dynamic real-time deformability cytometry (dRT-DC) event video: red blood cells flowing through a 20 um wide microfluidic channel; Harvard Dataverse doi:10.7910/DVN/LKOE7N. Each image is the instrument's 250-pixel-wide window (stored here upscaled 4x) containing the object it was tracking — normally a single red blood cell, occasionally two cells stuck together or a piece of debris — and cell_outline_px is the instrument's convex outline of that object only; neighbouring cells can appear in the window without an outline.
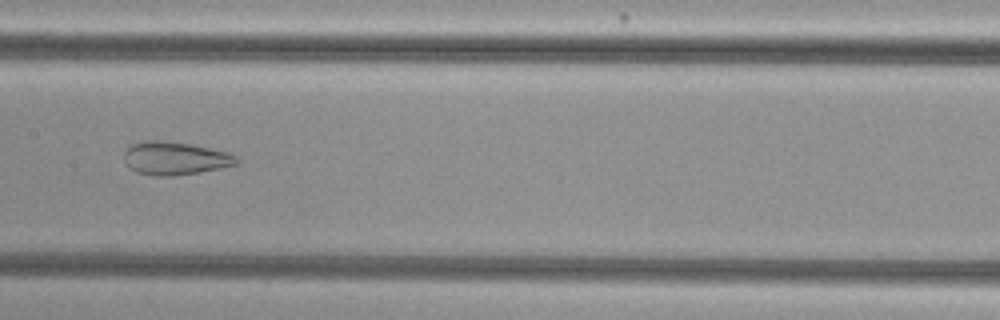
{"species": "common noctule bat (a hibernating species)", "species_latin": "Nyctalus noctula", "temperature_condition": "cold", "stored_images_in_passage": 47, "camera_frame_rate_fps": 3000, "um_per_image_px": 0.085, "animal": {"sex": "female", "body_mass_g": 29.2, "forearm_length_mm": 56.3}, "frame": {"image": 1, "passage_image": 27, "time_ms": 8.667, "image_size_px": [1000, 320], "cell_outline_px": [[236, 164], [220, 168], [200, 172], [172, 176], [156, 176], [136, 172], [128, 168], [124, 164], [124, 152], [132, 144], [148, 140], [156, 140], [192, 144], [228, 152], [236, 156]], "centroid_in_image_um": [14.83, 13.46], "position_along_channel_um": 192.6, "area_um2": 21.68}}
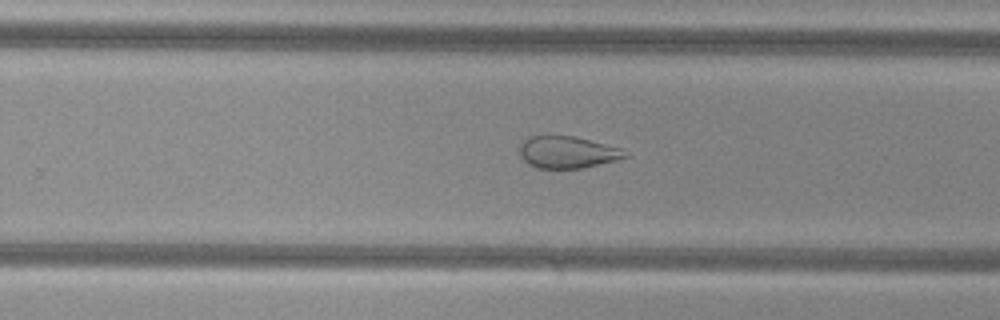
{"frame": {"image": 2, "passage_image": 34, "time_ms": 11.0, "image_size_px": [1000, 320], "cell_outline_px": [[628, 156], [620, 160], [580, 168], [536, 168], [528, 164], [520, 156], [520, 144], [528, 136], [548, 132], [576, 136], [620, 148]], "centroid_in_image_um": [48.17, 12.89], "position_along_channel_um": 281.6, "area_um2": 20.29}}
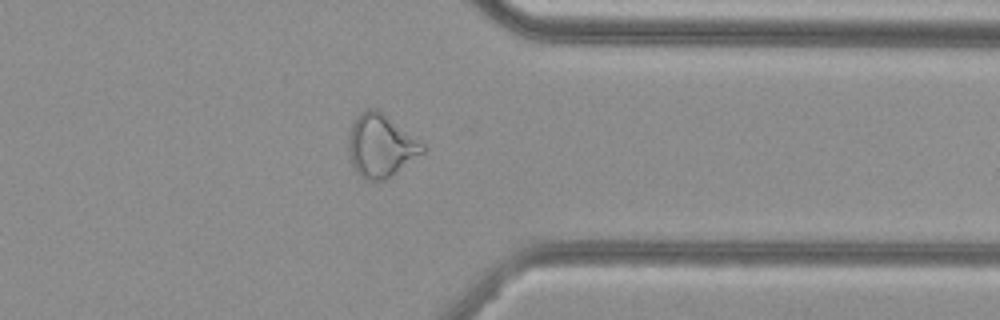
{"frame": {"image": 3, "passage_image": 42, "time_ms": 13.667, "image_size_px": [1000, 320], "cell_outline_px": [[428, 148], [424, 152], [396, 172], [384, 180], [364, 180], [356, 172], [352, 164], [348, 152], [348, 136], [352, 124], [356, 116], [364, 108], [376, 108], [424, 144]], "centroid_in_image_um": [32.34, 12.38], "position_along_channel_um": 379.1, "area_um2": 26.99}}